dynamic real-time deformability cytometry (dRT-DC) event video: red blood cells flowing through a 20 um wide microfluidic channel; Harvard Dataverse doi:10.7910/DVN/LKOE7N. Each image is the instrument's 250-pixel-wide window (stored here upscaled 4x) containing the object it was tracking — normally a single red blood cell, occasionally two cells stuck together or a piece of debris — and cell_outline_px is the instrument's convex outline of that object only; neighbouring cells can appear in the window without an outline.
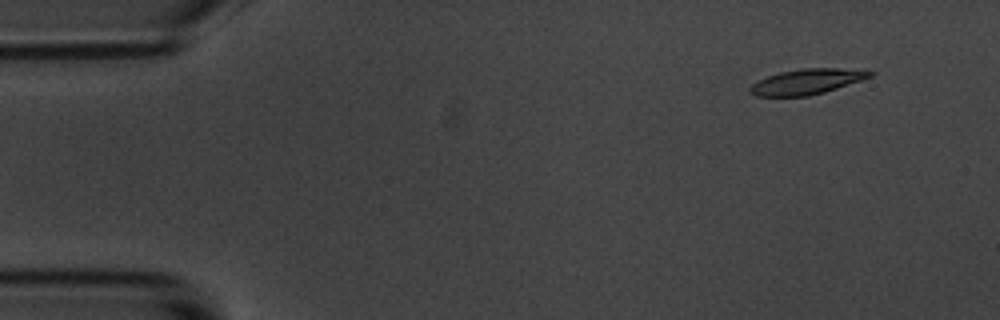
{"species": "common noctule bat (a hibernating species)", "species_latin": "Nyctalus noctula", "temperature_condition": "room temperature", "stored_images_in_passage": 6, "segment_of_instrument_passage": [1, 2], "camera_frame_rate_fps": 3000, "um_per_image_px": 0.085, "animal": {"sex": "male", "body_mass_g": 20.1, "forearm_length_mm": 53.5}, "frame": {"image": 1, "passage_image": 2, "time_ms": 1.333, "image_size_px": [1000, 320], "cell_outline_px": [[876, 72], [872, 76], [824, 92], [808, 96], [756, 96], [748, 92], [748, 88], [752, 84], [768, 76], [780, 72], [804, 68], [840, 68]], "centroid_in_image_um": [68.54, 6.94], "position_along_channel_um": 16.5, "area_um2": 17.46}}